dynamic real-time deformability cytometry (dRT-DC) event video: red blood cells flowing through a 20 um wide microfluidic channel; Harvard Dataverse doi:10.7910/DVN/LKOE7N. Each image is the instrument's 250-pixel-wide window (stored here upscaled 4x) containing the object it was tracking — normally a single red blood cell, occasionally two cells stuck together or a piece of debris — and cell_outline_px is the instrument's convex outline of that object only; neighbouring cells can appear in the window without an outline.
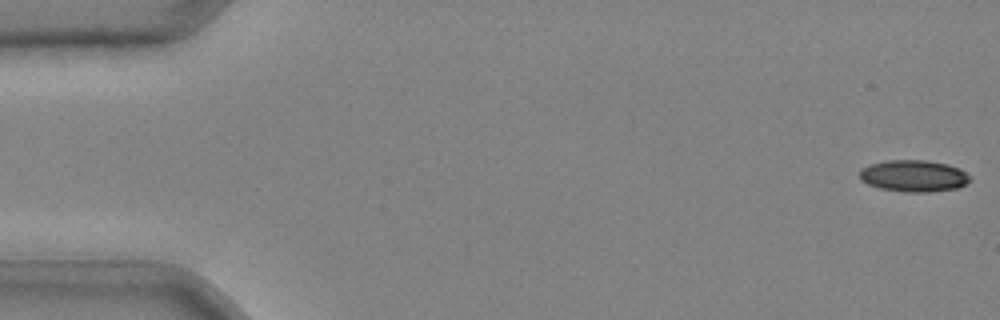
{"species": "common noctule bat (a hibernating species)", "species_latin": "Nyctalus noctula", "temperature_condition": "cold", "stored_images_in_passage": 10, "camera_frame_rate_fps": 3000, "um_per_image_px": 0.085, "animal": {"sex": "male", "body_mass_g": 20.4}, "frame": {"image": 1, "passage_image": 1, "time_ms": 0.0, "image_size_px": [1000, 320], "cell_outline_px": [[972, 180], [956, 188], [928, 192], [904, 192], [880, 188], [868, 184], [860, 180], [860, 168], [868, 164], [888, 160], [924, 160], [948, 164], [960, 168]], "centroid_in_image_um": [77.63, 14.94], "position_along_channel_um": 7.4, "area_um2": 20.4}}